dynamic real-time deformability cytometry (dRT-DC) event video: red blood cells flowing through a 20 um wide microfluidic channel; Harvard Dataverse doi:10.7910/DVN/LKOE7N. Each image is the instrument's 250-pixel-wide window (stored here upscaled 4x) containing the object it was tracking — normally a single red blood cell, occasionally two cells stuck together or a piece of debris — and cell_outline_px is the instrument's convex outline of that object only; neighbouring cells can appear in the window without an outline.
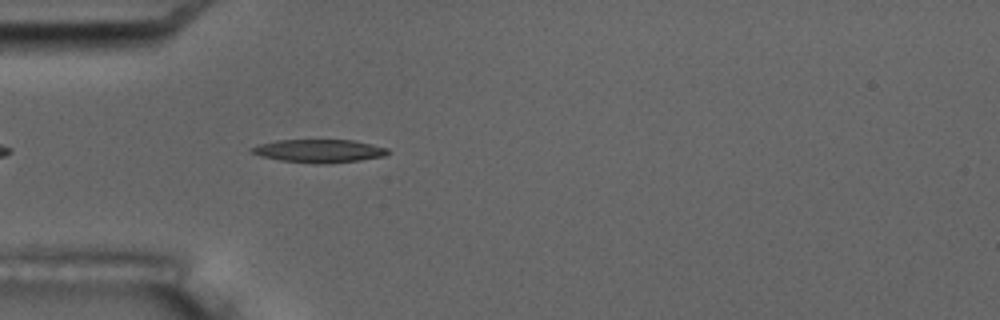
{"species": "common noctule bat (a hibernating species)", "species_latin": "Nyctalus noctula", "temperature_condition": "room temperature", "stored_images_in_passage": 2, "camera_frame_rate_fps": 3000, "um_per_image_px": 0.085, "animal": {"sex": "male", "body_mass_g": 17.5, "forearm_length_mm": 52.3}, "frame": {"image": 1, "passage_image": 2, "time_ms": 1.333, "image_size_px": [1000, 320], "cell_outline_px": [[388, 152], [384, 156], [360, 160], [280, 160], [248, 152], [248, 148], [260, 144], [276, 140], [352, 140], [372, 144], [388, 148]], "centroid_in_image_um": [27.09, 12.76], "position_along_channel_um": 57.9, "area_um2": 17.05}}